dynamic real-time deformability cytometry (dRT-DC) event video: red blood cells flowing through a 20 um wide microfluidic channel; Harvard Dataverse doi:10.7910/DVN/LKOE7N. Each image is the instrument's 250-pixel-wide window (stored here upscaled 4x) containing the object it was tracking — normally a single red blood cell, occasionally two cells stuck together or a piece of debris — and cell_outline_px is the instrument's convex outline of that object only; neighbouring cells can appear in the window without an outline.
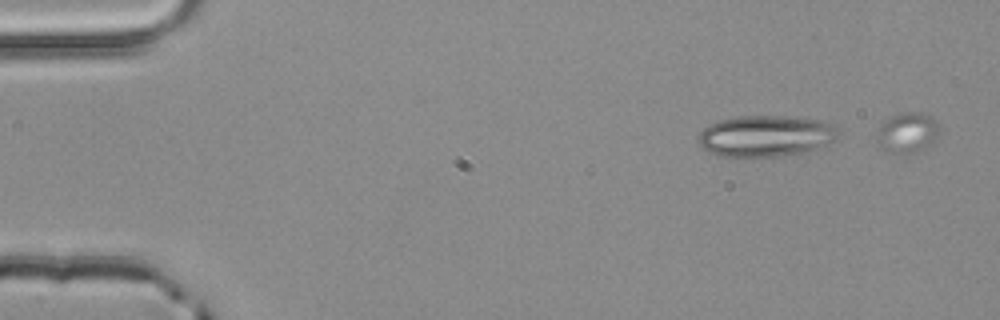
{"species": "common noctule bat (a hibernating species)", "species_latin": "Nyctalus noctula", "temperature_condition": "room temperature", "stored_images_in_passage": 4, "camera_frame_rate_fps": 3000, "um_per_image_px": 0.085, "animal": {"sex": "male", "body_mass_g": 20.4}, "frame": {"image": 1, "passage_image": 1, "time_ms": 0.0, "image_size_px": [1000, 320], "cell_outline_px": [[840, 128], [836, 140], [816, 148], [800, 152], [780, 156], [720, 156], [708, 152], [700, 144], [700, 132], [708, 124], [720, 120], [740, 116], [788, 116], [824, 120]], "centroid_in_image_um": [65.13, 11.54], "position_along_channel_um": 19.9, "area_um2": 33.52}}